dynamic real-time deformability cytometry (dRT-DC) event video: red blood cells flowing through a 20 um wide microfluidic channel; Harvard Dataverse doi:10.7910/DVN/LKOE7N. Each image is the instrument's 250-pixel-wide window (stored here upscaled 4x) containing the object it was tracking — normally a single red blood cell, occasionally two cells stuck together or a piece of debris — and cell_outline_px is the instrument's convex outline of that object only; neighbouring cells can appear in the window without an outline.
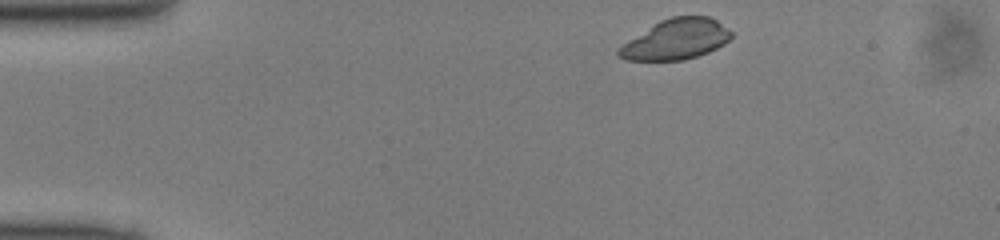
{"species": "common noctule bat (a hibernating species)", "species_latin": "Nyctalus noctula", "temperature_condition": "cold", "stored_images_in_passage": 11, "camera_frame_rate_fps": 3000, "um_per_image_px": 0.085, "animal": {"sex": "male", "body_mass_g": 13.0, "forearm_length_mm": 53.1}, "frame": {"image": 1, "passage_image": 1, "time_ms": 0.0, "image_size_px": [1000, 240], "cell_outline_px": [[732, 36], [724, 44], [708, 52], [684, 60], [628, 60], [620, 56], [616, 52], [628, 40], [660, 20], [672, 16], [708, 16], [716, 20], [732, 32]], "centroid_in_image_um": [57.48, 3.34], "position_along_channel_um": 27.5, "area_um2": 26.07}}
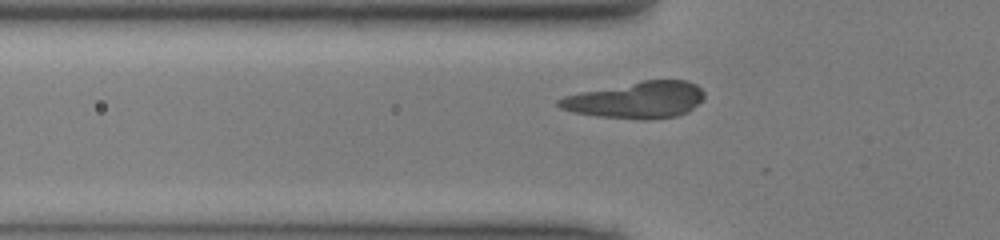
{"frame": {"image": 2, "passage_image": 9, "time_ms": 2.667, "image_size_px": [1000, 240], "cell_outline_px": [[704, 100], [688, 112], [676, 116], [644, 120], [596, 116], [572, 112], [560, 108], [556, 104], [556, 100], [564, 96], [580, 92], [644, 80], [688, 80], [696, 84], [704, 92]], "centroid_in_image_um": [54.1, 8.5], "position_along_channel_um": 71.7, "area_um2": 31.15}}